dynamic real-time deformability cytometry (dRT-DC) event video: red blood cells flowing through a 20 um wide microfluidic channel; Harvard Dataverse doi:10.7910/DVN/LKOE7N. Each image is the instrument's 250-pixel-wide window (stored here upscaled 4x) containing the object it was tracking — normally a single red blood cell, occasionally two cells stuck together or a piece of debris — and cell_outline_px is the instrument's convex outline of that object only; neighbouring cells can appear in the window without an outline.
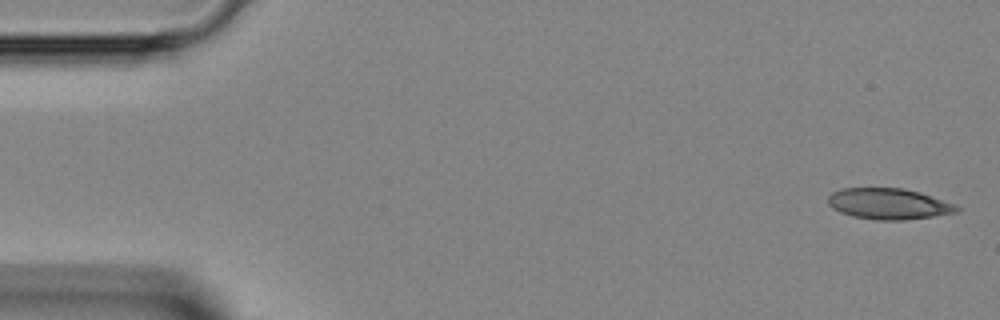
{"species": "Egyptian fruit bat (a non-hibernating species)", "species_latin": "Rousettus aegyptiacus", "temperature_condition": "room temperature", "stored_images_in_passage": 44, "camera_frame_rate_fps": 3000, "um_per_image_px": 0.085, "animal": {"sex": "female"}, "frame": {"image": 1, "passage_image": 1, "time_ms": 0.0, "image_size_px": [1000, 320], "cell_outline_px": [[960, 212], [904, 220], [876, 220], [852, 216], [840, 212], [832, 208], [828, 204], [828, 196], [832, 192], [840, 188], [904, 188], [920, 192], [956, 204], [960, 208]], "centroid_in_image_um": [75.54, 17.32], "position_along_channel_um": 9.5, "area_um2": 23.41}}
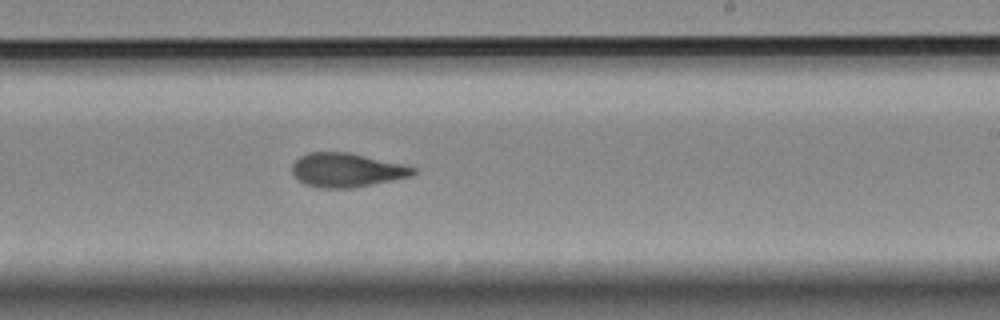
{"frame": {"image": 2, "passage_image": 26, "time_ms": 8.333, "image_size_px": [1000, 320], "cell_outline_px": [[416, 172], [412, 176], [352, 188], [316, 188], [304, 184], [292, 172], [292, 164], [300, 156], [308, 152], [348, 152], [400, 164], [416, 168]], "centroid_in_image_um": [29.43, 14.46], "position_along_channel_um": 259.6, "area_um2": 23.76}}
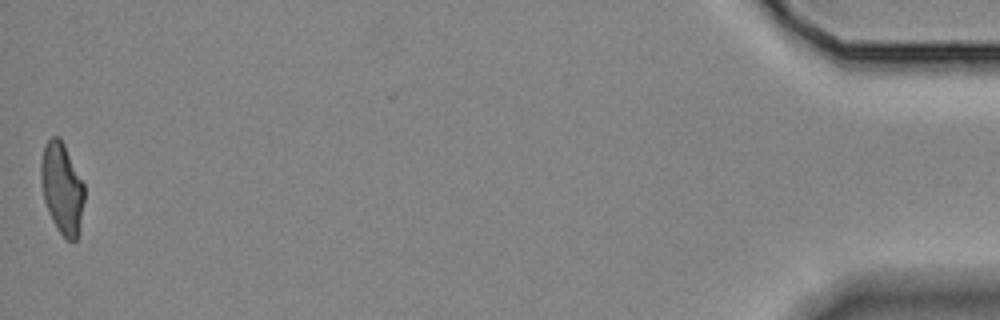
{"frame": {"image": 3, "passage_image": 44, "time_ms": 14.333, "image_size_px": [1000, 320], "cell_outline_px": [[84, 200], [76, 240], [68, 240], [56, 228], [52, 220], [44, 200], [40, 180], [40, 160], [44, 144], [52, 136], [60, 136], [84, 184]], "centroid_in_image_um": [5.24, 15.94], "position_along_channel_um": 430.0, "area_um2": 22.89}}